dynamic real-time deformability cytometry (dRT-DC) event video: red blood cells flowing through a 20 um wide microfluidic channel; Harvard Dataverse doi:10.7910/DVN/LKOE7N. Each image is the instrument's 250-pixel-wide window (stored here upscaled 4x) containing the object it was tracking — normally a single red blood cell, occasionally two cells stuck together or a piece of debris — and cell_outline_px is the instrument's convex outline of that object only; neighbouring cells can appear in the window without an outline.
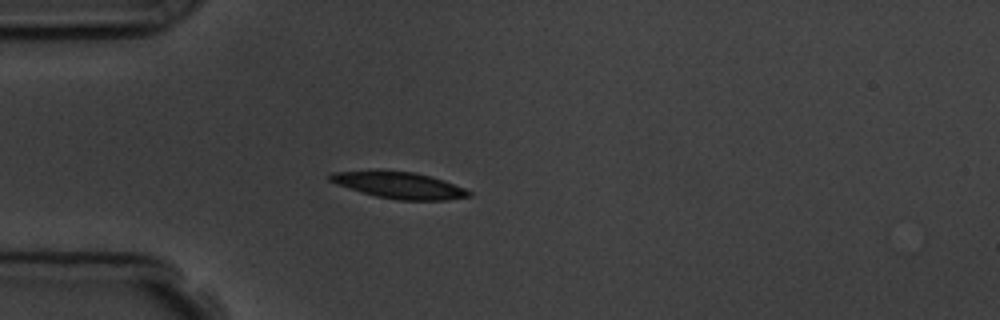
{"species": "common noctule bat (a hibernating species)", "species_latin": "Nyctalus noctula", "temperature_condition": "room temperature", "stored_images_in_passage": 2, "camera_frame_rate_fps": 3000, "um_per_image_px": 0.085, "animal": {"sex": "male", "body_mass_g": 19.5, "forearm_length_mm": 54.6}, "frame": {"image": 1, "passage_image": 2, "time_ms": 2.0, "image_size_px": [1000, 320], "cell_outline_px": [[472, 196], [448, 200], [396, 200], [376, 196], [336, 184], [328, 180], [328, 176], [332, 172], [376, 168], [412, 172], [444, 180], [464, 188], [472, 192]], "centroid_in_image_um": [33.88, 15.71], "position_along_channel_um": 51.1, "area_um2": 21.96}}